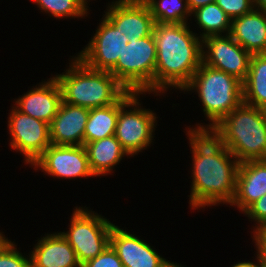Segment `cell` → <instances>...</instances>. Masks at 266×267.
Wrapping results in <instances>:
<instances>
[{"instance_id": "cell-1", "label": "cell", "mask_w": 266, "mask_h": 267, "mask_svg": "<svg viewBox=\"0 0 266 267\" xmlns=\"http://www.w3.org/2000/svg\"><path fill=\"white\" fill-rule=\"evenodd\" d=\"M185 133L192 154L190 209L229 206L235 195L240 162L210 131Z\"/></svg>"}, {"instance_id": "cell-2", "label": "cell", "mask_w": 266, "mask_h": 267, "mask_svg": "<svg viewBox=\"0 0 266 267\" xmlns=\"http://www.w3.org/2000/svg\"><path fill=\"white\" fill-rule=\"evenodd\" d=\"M189 23H155L156 42L155 94L181 91L202 64V39Z\"/></svg>"}, {"instance_id": "cell-3", "label": "cell", "mask_w": 266, "mask_h": 267, "mask_svg": "<svg viewBox=\"0 0 266 267\" xmlns=\"http://www.w3.org/2000/svg\"><path fill=\"white\" fill-rule=\"evenodd\" d=\"M198 94L206 123L186 126L185 131H210L243 102L240 80L221 70L201 64L191 81L179 93Z\"/></svg>"}, {"instance_id": "cell-4", "label": "cell", "mask_w": 266, "mask_h": 267, "mask_svg": "<svg viewBox=\"0 0 266 267\" xmlns=\"http://www.w3.org/2000/svg\"><path fill=\"white\" fill-rule=\"evenodd\" d=\"M70 57L64 72L52 74L60 85L63 102L100 108L115 104L127 92L110 72L90 69L78 57Z\"/></svg>"}, {"instance_id": "cell-5", "label": "cell", "mask_w": 266, "mask_h": 267, "mask_svg": "<svg viewBox=\"0 0 266 267\" xmlns=\"http://www.w3.org/2000/svg\"><path fill=\"white\" fill-rule=\"evenodd\" d=\"M210 132L242 163L266 159V110L242 102Z\"/></svg>"}, {"instance_id": "cell-6", "label": "cell", "mask_w": 266, "mask_h": 267, "mask_svg": "<svg viewBox=\"0 0 266 267\" xmlns=\"http://www.w3.org/2000/svg\"><path fill=\"white\" fill-rule=\"evenodd\" d=\"M142 95L145 98L147 93L127 91L121 97L114 136L130 157L138 156L155 141L158 117L154 110L143 108Z\"/></svg>"}, {"instance_id": "cell-7", "label": "cell", "mask_w": 266, "mask_h": 267, "mask_svg": "<svg viewBox=\"0 0 266 267\" xmlns=\"http://www.w3.org/2000/svg\"><path fill=\"white\" fill-rule=\"evenodd\" d=\"M86 206H75L67 231L60 233L74 249L79 263L97 257L110 244L113 222Z\"/></svg>"}, {"instance_id": "cell-8", "label": "cell", "mask_w": 266, "mask_h": 267, "mask_svg": "<svg viewBox=\"0 0 266 267\" xmlns=\"http://www.w3.org/2000/svg\"><path fill=\"white\" fill-rule=\"evenodd\" d=\"M156 58V42L152 34L133 42L110 73L127 91L153 95Z\"/></svg>"}, {"instance_id": "cell-9", "label": "cell", "mask_w": 266, "mask_h": 267, "mask_svg": "<svg viewBox=\"0 0 266 267\" xmlns=\"http://www.w3.org/2000/svg\"><path fill=\"white\" fill-rule=\"evenodd\" d=\"M102 16L95 33L93 32L94 35L76 57L90 69L110 72L118 58L122 57L133 42L152 34L120 31L104 15Z\"/></svg>"}, {"instance_id": "cell-10", "label": "cell", "mask_w": 266, "mask_h": 267, "mask_svg": "<svg viewBox=\"0 0 266 267\" xmlns=\"http://www.w3.org/2000/svg\"><path fill=\"white\" fill-rule=\"evenodd\" d=\"M10 107L6 123L10 149L19 152L23 163L31 168L51 145L49 124L22 113L14 105Z\"/></svg>"}, {"instance_id": "cell-11", "label": "cell", "mask_w": 266, "mask_h": 267, "mask_svg": "<svg viewBox=\"0 0 266 267\" xmlns=\"http://www.w3.org/2000/svg\"><path fill=\"white\" fill-rule=\"evenodd\" d=\"M35 172L57 179L94 178L84 145H50L31 165Z\"/></svg>"}, {"instance_id": "cell-12", "label": "cell", "mask_w": 266, "mask_h": 267, "mask_svg": "<svg viewBox=\"0 0 266 267\" xmlns=\"http://www.w3.org/2000/svg\"><path fill=\"white\" fill-rule=\"evenodd\" d=\"M251 56L229 34L202 39V64L228 73L242 83L247 78Z\"/></svg>"}, {"instance_id": "cell-13", "label": "cell", "mask_w": 266, "mask_h": 267, "mask_svg": "<svg viewBox=\"0 0 266 267\" xmlns=\"http://www.w3.org/2000/svg\"><path fill=\"white\" fill-rule=\"evenodd\" d=\"M113 225L110 233V245L116 251L123 267H184L180 263L168 260L148 244L141 236L129 232L126 228Z\"/></svg>"}, {"instance_id": "cell-14", "label": "cell", "mask_w": 266, "mask_h": 267, "mask_svg": "<svg viewBox=\"0 0 266 267\" xmlns=\"http://www.w3.org/2000/svg\"><path fill=\"white\" fill-rule=\"evenodd\" d=\"M13 105L22 113L50 124L62 102L61 88L54 76L41 80L22 96L13 100Z\"/></svg>"}, {"instance_id": "cell-15", "label": "cell", "mask_w": 266, "mask_h": 267, "mask_svg": "<svg viewBox=\"0 0 266 267\" xmlns=\"http://www.w3.org/2000/svg\"><path fill=\"white\" fill-rule=\"evenodd\" d=\"M103 14L118 30L153 34L155 26L148 6L142 0H113Z\"/></svg>"}, {"instance_id": "cell-16", "label": "cell", "mask_w": 266, "mask_h": 267, "mask_svg": "<svg viewBox=\"0 0 266 267\" xmlns=\"http://www.w3.org/2000/svg\"><path fill=\"white\" fill-rule=\"evenodd\" d=\"M89 109L61 102L57 114L49 124L52 145H84V131Z\"/></svg>"}, {"instance_id": "cell-17", "label": "cell", "mask_w": 266, "mask_h": 267, "mask_svg": "<svg viewBox=\"0 0 266 267\" xmlns=\"http://www.w3.org/2000/svg\"><path fill=\"white\" fill-rule=\"evenodd\" d=\"M266 194V159L242 162L239 165L236 191L230 206L244 213Z\"/></svg>"}, {"instance_id": "cell-18", "label": "cell", "mask_w": 266, "mask_h": 267, "mask_svg": "<svg viewBox=\"0 0 266 267\" xmlns=\"http://www.w3.org/2000/svg\"><path fill=\"white\" fill-rule=\"evenodd\" d=\"M35 241L28 253L31 267H81L76 252L60 232H47Z\"/></svg>"}, {"instance_id": "cell-19", "label": "cell", "mask_w": 266, "mask_h": 267, "mask_svg": "<svg viewBox=\"0 0 266 267\" xmlns=\"http://www.w3.org/2000/svg\"><path fill=\"white\" fill-rule=\"evenodd\" d=\"M229 35L251 54L266 53V12L254 8L232 19Z\"/></svg>"}, {"instance_id": "cell-20", "label": "cell", "mask_w": 266, "mask_h": 267, "mask_svg": "<svg viewBox=\"0 0 266 267\" xmlns=\"http://www.w3.org/2000/svg\"><path fill=\"white\" fill-rule=\"evenodd\" d=\"M89 166L94 176L113 175L115 167L125 157L130 158L114 135L86 143Z\"/></svg>"}, {"instance_id": "cell-21", "label": "cell", "mask_w": 266, "mask_h": 267, "mask_svg": "<svg viewBox=\"0 0 266 267\" xmlns=\"http://www.w3.org/2000/svg\"><path fill=\"white\" fill-rule=\"evenodd\" d=\"M243 85V102L266 110V53L252 54Z\"/></svg>"}, {"instance_id": "cell-22", "label": "cell", "mask_w": 266, "mask_h": 267, "mask_svg": "<svg viewBox=\"0 0 266 267\" xmlns=\"http://www.w3.org/2000/svg\"><path fill=\"white\" fill-rule=\"evenodd\" d=\"M121 98L112 105L89 109L84 131V145L115 134Z\"/></svg>"}, {"instance_id": "cell-23", "label": "cell", "mask_w": 266, "mask_h": 267, "mask_svg": "<svg viewBox=\"0 0 266 267\" xmlns=\"http://www.w3.org/2000/svg\"><path fill=\"white\" fill-rule=\"evenodd\" d=\"M191 21L200 28L198 36L203 39L207 36L228 35L231 30V18L214 2L199 7L192 12Z\"/></svg>"}, {"instance_id": "cell-24", "label": "cell", "mask_w": 266, "mask_h": 267, "mask_svg": "<svg viewBox=\"0 0 266 267\" xmlns=\"http://www.w3.org/2000/svg\"><path fill=\"white\" fill-rule=\"evenodd\" d=\"M142 1L148 6L155 23L183 24L191 21L192 13L187 0Z\"/></svg>"}, {"instance_id": "cell-25", "label": "cell", "mask_w": 266, "mask_h": 267, "mask_svg": "<svg viewBox=\"0 0 266 267\" xmlns=\"http://www.w3.org/2000/svg\"><path fill=\"white\" fill-rule=\"evenodd\" d=\"M40 12L48 14L49 17L60 20L66 18L84 19L90 15V0H30Z\"/></svg>"}, {"instance_id": "cell-26", "label": "cell", "mask_w": 266, "mask_h": 267, "mask_svg": "<svg viewBox=\"0 0 266 267\" xmlns=\"http://www.w3.org/2000/svg\"><path fill=\"white\" fill-rule=\"evenodd\" d=\"M18 249L16 243L6 236L0 242V267H31L30 255Z\"/></svg>"}, {"instance_id": "cell-27", "label": "cell", "mask_w": 266, "mask_h": 267, "mask_svg": "<svg viewBox=\"0 0 266 267\" xmlns=\"http://www.w3.org/2000/svg\"><path fill=\"white\" fill-rule=\"evenodd\" d=\"M249 221L255 222L251 234L261 231L266 227V194L253 203L244 213ZM255 225V226H254Z\"/></svg>"}, {"instance_id": "cell-28", "label": "cell", "mask_w": 266, "mask_h": 267, "mask_svg": "<svg viewBox=\"0 0 266 267\" xmlns=\"http://www.w3.org/2000/svg\"><path fill=\"white\" fill-rule=\"evenodd\" d=\"M231 20L254 9V0H216L215 2Z\"/></svg>"}, {"instance_id": "cell-29", "label": "cell", "mask_w": 266, "mask_h": 267, "mask_svg": "<svg viewBox=\"0 0 266 267\" xmlns=\"http://www.w3.org/2000/svg\"><path fill=\"white\" fill-rule=\"evenodd\" d=\"M81 267H123V264L109 244L101 254L85 262Z\"/></svg>"}, {"instance_id": "cell-30", "label": "cell", "mask_w": 266, "mask_h": 267, "mask_svg": "<svg viewBox=\"0 0 266 267\" xmlns=\"http://www.w3.org/2000/svg\"><path fill=\"white\" fill-rule=\"evenodd\" d=\"M254 242L256 252L260 258L261 267H266V235L262 231L250 235Z\"/></svg>"}, {"instance_id": "cell-31", "label": "cell", "mask_w": 266, "mask_h": 267, "mask_svg": "<svg viewBox=\"0 0 266 267\" xmlns=\"http://www.w3.org/2000/svg\"><path fill=\"white\" fill-rule=\"evenodd\" d=\"M254 256L256 257L255 260L256 261H238L237 263H234L233 265H231L230 267H261V262H260V258L258 256L257 253L254 254Z\"/></svg>"}, {"instance_id": "cell-32", "label": "cell", "mask_w": 266, "mask_h": 267, "mask_svg": "<svg viewBox=\"0 0 266 267\" xmlns=\"http://www.w3.org/2000/svg\"><path fill=\"white\" fill-rule=\"evenodd\" d=\"M187 2H188V7L192 13L193 11L198 9L199 7L214 3V2H216V0H187Z\"/></svg>"}, {"instance_id": "cell-33", "label": "cell", "mask_w": 266, "mask_h": 267, "mask_svg": "<svg viewBox=\"0 0 266 267\" xmlns=\"http://www.w3.org/2000/svg\"><path fill=\"white\" fill-rule=\"evenodd\" d=\"M254 8L266 12V0H254Z\"/></svg>"}, {"instance_id": "cell-34", "label": "cell", "mask_w": 266, "mask_h": 267, "mask_svg": "<svg viewBox=\"0 0 266 267\" xmlns=\"http://www.w3.org/2000/svg\"><path fill=\"white\" fill-rule=\"evenodd\" d=\"M5 237H6V236H5L4 232H2V231L0 230V242H1Z\"/></svg>"}]
</instances>
